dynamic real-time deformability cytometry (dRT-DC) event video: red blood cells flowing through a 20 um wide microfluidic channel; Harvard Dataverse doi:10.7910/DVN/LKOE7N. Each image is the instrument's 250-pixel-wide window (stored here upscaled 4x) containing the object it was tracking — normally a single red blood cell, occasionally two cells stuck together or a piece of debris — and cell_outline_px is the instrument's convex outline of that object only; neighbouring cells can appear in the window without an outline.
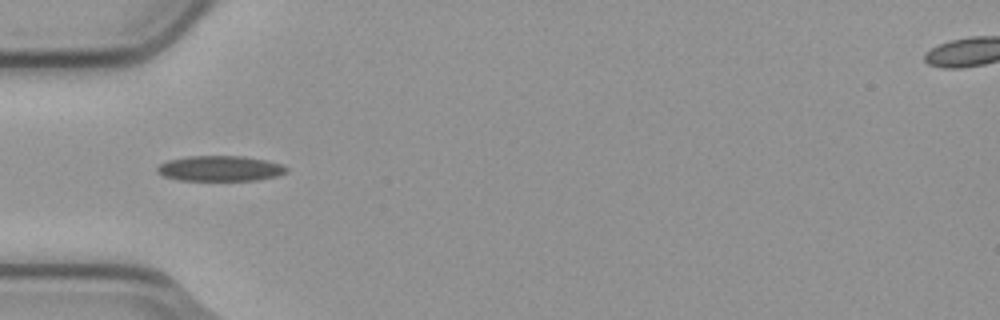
{"species": "common noctule bat (a hibernating species)", "species_latin": "Nyctalus noctula", "temperature_condition": "cold", "stored_images_in_passage": 7, "camera_frame_rate_fps": 3000, "um_per_image_px": 0.085, "animal": {"sex": "male", "body_mass_g": 23.1, "forearm_length_mm": 52.7}, "frame": {"image": 1, "passage_image": 5, "time_ms": 1.333, "image_size_px": [1000, 320], "cell_outline_px": [[288, 172], [276, 176], [256, 180], [176, 180], [164, 176], [156, 172], [156, 168], [160, 164], [168, 160], [188, 156], [244, 156], [284, 164], [288, 168]], "centroid_in_image_um": [18.71, 14.32], "position_along_channel_um": 66.3, "area_um2": 19.19}}
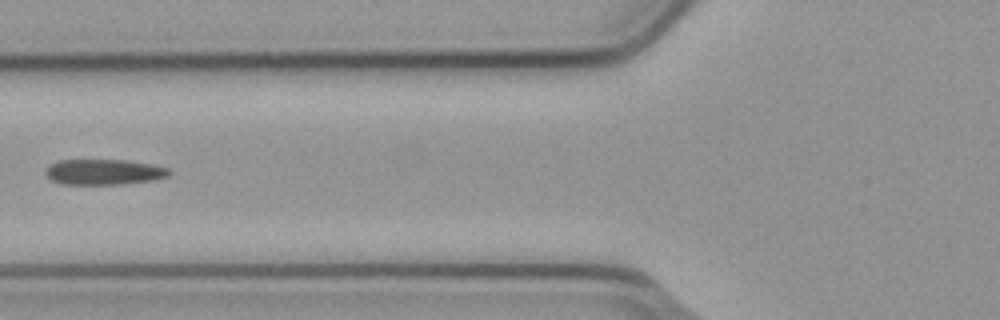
{"frame": {"image": 2, "passage_image": 6, "time_ms": 1.667, "image_size_px": [1000, 320], "cell_outline_px": [[172, 172], [168, 176], [152, 180], [120, 184], [60, 184], [52, 180], [44, 172], [56, 160], [124, 160], [148, 164], [168, 168]], "centroid_in_image_um": [8.81, 14.62], "position_along_channel_um": 117.0, "area_um2": 18.15}}
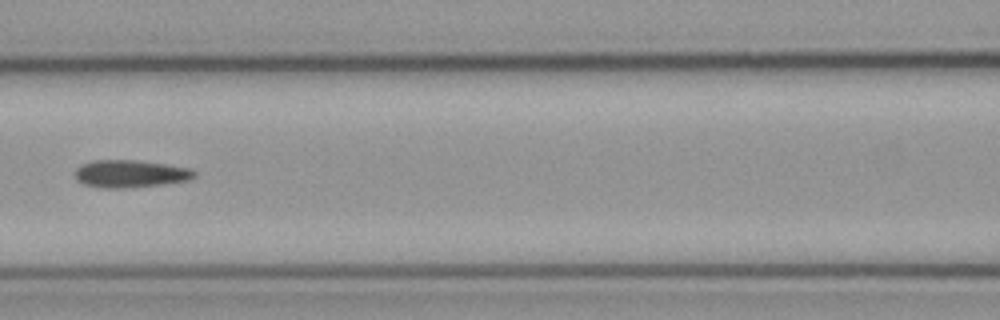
{"frame": {"image": 3, "passage_image": 7, "time_ms": 2.0, "image_size_px": [1000, 320], "cell_outline_px": [[196, 176], [188, 180], [164, 184], [124, 188], [100, 188], [84, 184], [76, 180], [76, 168], [80, 164], [92, 160], [136, 160], [192, 168], [196, 172]], "centroid_in_image_um": [11.07, 14.77], "position_along_channel_um": 155.5, "area_um2": 19.25}}